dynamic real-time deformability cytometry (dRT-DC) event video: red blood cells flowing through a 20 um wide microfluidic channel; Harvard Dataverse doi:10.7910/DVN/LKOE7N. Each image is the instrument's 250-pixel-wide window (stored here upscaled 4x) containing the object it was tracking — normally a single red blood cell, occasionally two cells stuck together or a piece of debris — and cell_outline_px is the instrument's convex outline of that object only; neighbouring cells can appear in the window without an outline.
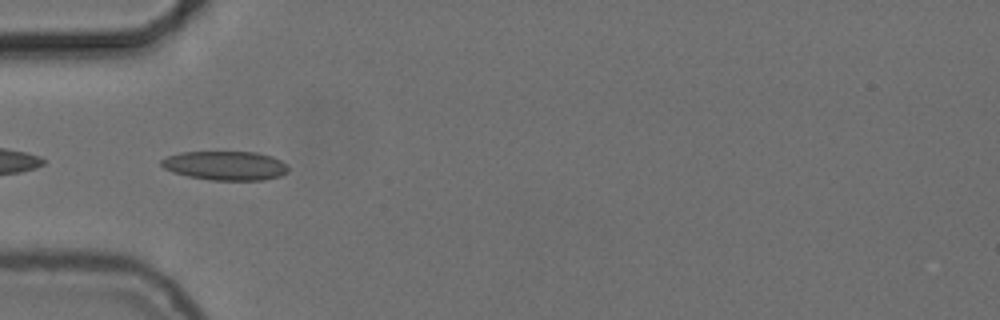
{"species": "common noctule bat (a hibernating species)", "species_latin": "Nyctalus noctula", "temperature_condition": "cold", "stored_images_in_passage": 10, "camera_frame_rate_fps": 3000, "um_per_image_px": 0.085, "animal": {"sex": "female", "body_mass_g": 24.6, "forearm_length_mm": 56.2}, "frame": {"image": 1, "passage_image": 5, "time_ms": 1.333, "image_size_px": [1000, 320], "cell_outline_px": [[288, 172], [280, 176], [264, 180], [212, 180], [188, 176], [172, 172], [164, 168], [160, 164], [160, 160], [168, 156], [184, 152], [256, 152], [272, 156], [288, 164]], "centroid_in_image_um": [19.18, 14.08], "position_along_channel_um": 65.8, "area_um2": 21.56}}